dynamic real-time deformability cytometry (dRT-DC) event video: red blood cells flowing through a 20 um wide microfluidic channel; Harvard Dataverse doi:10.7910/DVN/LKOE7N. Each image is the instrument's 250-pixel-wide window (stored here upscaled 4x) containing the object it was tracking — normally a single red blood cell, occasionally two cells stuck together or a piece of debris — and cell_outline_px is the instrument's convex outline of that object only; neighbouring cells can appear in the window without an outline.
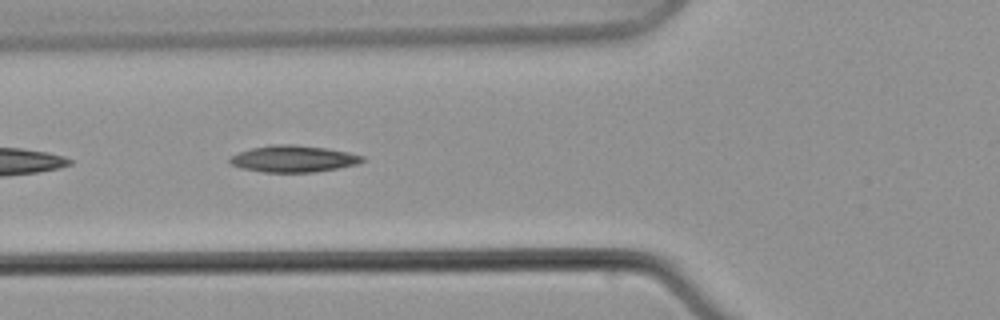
{"species": "common noctule bat (a hibernating species)", "species_latin": "Nyctalus noctula", "temperature_condition": "warm", "stored_images_in_passage": 11, "camera_frame_rate_fps": 3000, "um_per_image_px": 0.085, "animal": {"sex": "male", "body_mass_g": 21.5, "forearm_length_mm": 52.0}, "frame": {"image": 1, "passage_image": 7, "time_ms": 8.0, "image_size_px": [1000, 320], "cell_outline_px": [[364, 160], [356, 164], [316, 172], [264, 172], [240, 168], [228, 164], [228, 160], [232, 156], [240, 152], [252, 148], [272, 144], [292, 144], [324, 148], [348, 152], [364, 156]], "centroid_in_image_um": [24.89, 13.5], "position_along_channel_um": 100.9, "area_um2": 20.46}}